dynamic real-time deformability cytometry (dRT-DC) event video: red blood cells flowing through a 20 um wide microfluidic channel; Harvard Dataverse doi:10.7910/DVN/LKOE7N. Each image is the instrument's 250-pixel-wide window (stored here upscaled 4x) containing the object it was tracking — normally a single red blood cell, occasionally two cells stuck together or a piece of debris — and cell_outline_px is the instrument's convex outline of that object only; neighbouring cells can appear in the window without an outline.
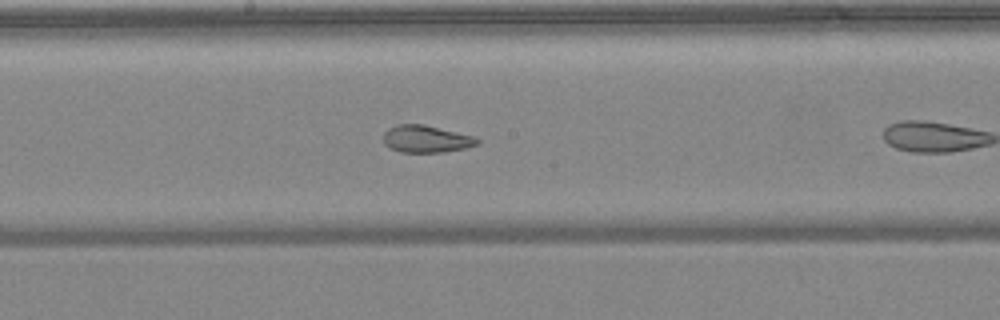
{"species": "common noctule bat (a hibernating species)", "species_latin": "Nyctalus noctula", "temperature_condition": "warm", "stored_images_in_passage": 11, "camera_frame_rate_fps": 3000, "um_per_image_px": 0.085, "animal": {"sex": "female", "body_mass_g": 24.6, "forearm_length_mm": 56.2}, "frame": {"image": 1, "passage_image": 10, "time_ms": 3.0, "image_size_px": [1000, 320], "cell_outline_px": [[480, 144], [464, 148], [444, 152], [400, 152], [384, 144], [384, 132], [388, 128], [396, 124], [424, 124], [476, 136], [480, 140]], "centroid_in_image_um": [36.26, 11.8], "position_along_channel_um": 211.9, "area_um2": 15.03}}